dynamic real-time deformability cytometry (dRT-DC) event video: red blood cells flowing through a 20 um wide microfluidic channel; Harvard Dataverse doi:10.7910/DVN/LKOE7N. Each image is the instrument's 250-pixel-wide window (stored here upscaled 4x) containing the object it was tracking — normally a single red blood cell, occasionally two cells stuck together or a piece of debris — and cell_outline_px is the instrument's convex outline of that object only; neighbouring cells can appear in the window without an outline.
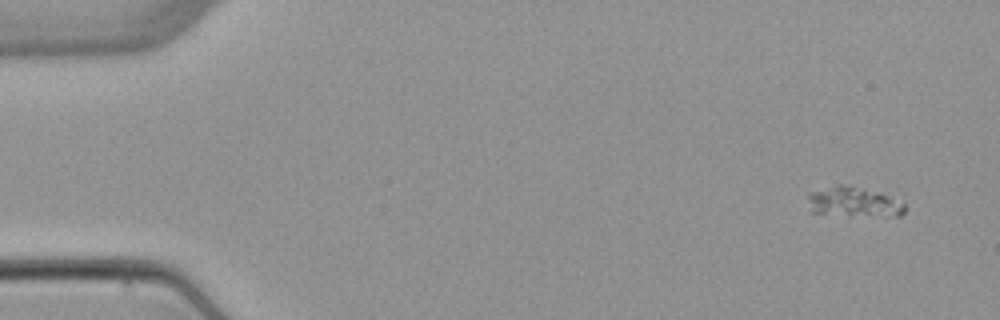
{"species": "common noctule bat (a hibernating species)", "species_latin": "Nyctalus noctula", "temperature_condition": "warm", "stored_images_in_passage": 4, "camera_frame_rate_fps": 3000, "um_per_image_px": 0.085, "animal": {"sex": "female", "body_mass_g": 22.7, "forearm_length_mm": 54.2}, "frame": {"image": 1, "passage_image": 1, "time_ms": 0.0, "image_size_px": [1000, 320], "cell_outline_px": [[904, 212], [900, 216], [848, 216], [808, 212], [808, 192], [836, 184], [840, 184], [864, 188], [876, 192], [904, 204]], "centroid_in_image_um": [72.46, 17.19], "position_along_channel_um": 12.5, "area_um2": 17.05}}
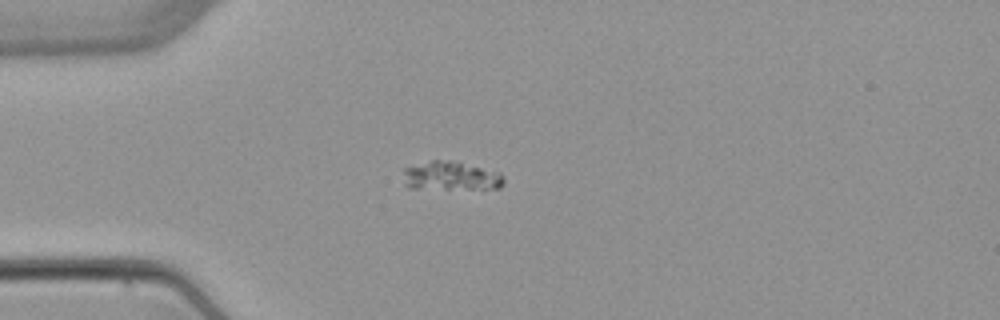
{"frame": {"image": 2, "passage_image": 4, "time_ms": 3.667, "image_size_px": [1000, 320], "cell_outline_px": [[504, 184], [500, 188], [408, 188], [404, 184], [404, 168], [432, 160], [448, 160], [500, 172], [504, 176]], "centroid_in_image_um": [38.33, 14.96], "position_along_channel_um": 46.7, "area_um2": 16.65}}